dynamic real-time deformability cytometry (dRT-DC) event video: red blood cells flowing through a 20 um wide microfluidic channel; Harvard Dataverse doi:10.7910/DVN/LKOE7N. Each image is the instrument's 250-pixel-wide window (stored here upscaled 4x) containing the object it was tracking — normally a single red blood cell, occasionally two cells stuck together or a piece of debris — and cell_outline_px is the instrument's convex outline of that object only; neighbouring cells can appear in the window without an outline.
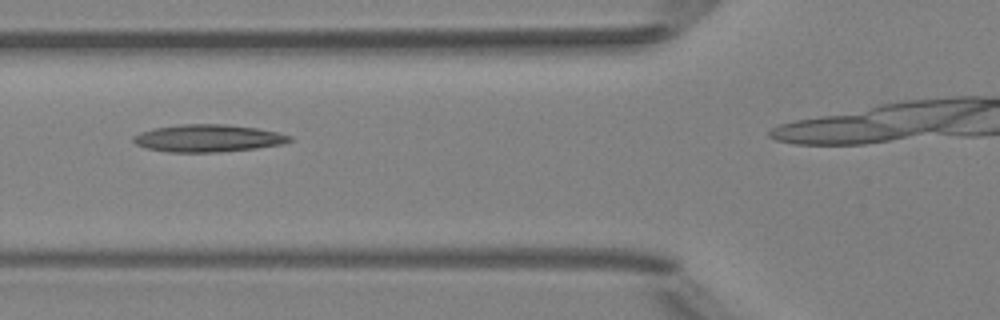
{"species": "Egyptian fruit bat (a non-hibernating species)", "species_latin": "Rousettus aegyptiacus", "temperature_condition": "room temperature", "stored_images_in_passage": 5, "segment_of_instrument_passage": [1, 2], "camera_frame_rate_fps": 3000, "um_per_image_px": 0.085, "animal": {"sex": "female"}, "frame": {"image": 1, "passage_image": 3, "time_ms": 2.333, "image_size_px": [1000, 320], "cell_outline_px": [[292, 140], [284, 144], [256, 148], [216, 152], [168, 152], [148, 148], [136, 144], [132, 140], [132, 136], [140, 132], [156, 128], [180, 124], [228, 124], [256, 128], [276, 132], [292, 136]], "centroid_in_image_um": [17.68, 11.75], "position_along_channel_um": 108.1, "area_um2": 24.85}}
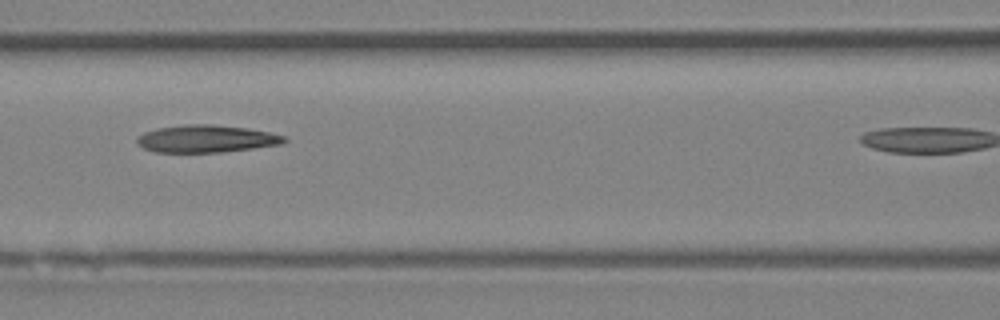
{"frame": {"image": 2, "passage_image": 4, "time_ms": 3.333, "image_size_px": [1000, 320], "cell_outline_px": [[288, 140], [280, 144], [252, 148], [220, 152], [156, 152], [144, 148], [136, 140], [144, 132], [156, 128], [184, 124], [212, 124], [248, 128], [268, 132], [284, 136]], "centroid_in_image_um": [17.53, 11.78], "position_along_channel_um": 149.1, "area_um2": 23.29}}